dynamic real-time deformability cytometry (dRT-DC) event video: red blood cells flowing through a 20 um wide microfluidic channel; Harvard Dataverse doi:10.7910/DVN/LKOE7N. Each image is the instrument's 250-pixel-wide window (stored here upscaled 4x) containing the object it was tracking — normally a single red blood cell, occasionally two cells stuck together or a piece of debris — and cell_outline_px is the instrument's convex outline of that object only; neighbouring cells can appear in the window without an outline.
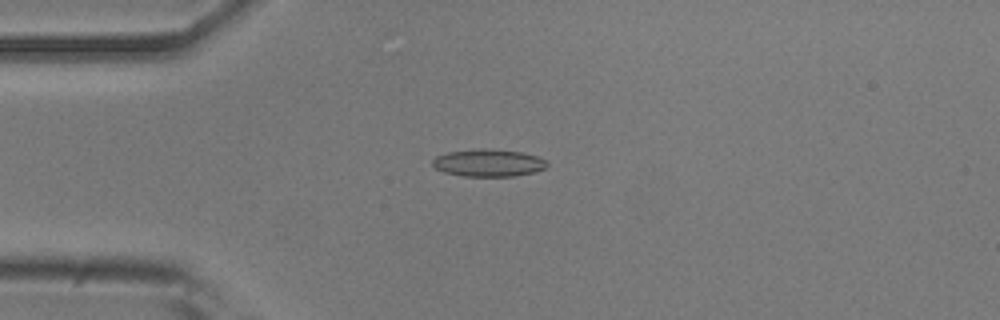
{"species": "common noctule bat (a hibernating species)", "species_latin": "Nyctalus noctula", "temperature_condition": "room temperature", "stored_images_in_passage": 52, "camera_frame_rate_fps": 3000, "um_per_image_px": 0.085, "animal": {"sex": "male", "body_mass_g": 20.5, "forearm_length_mm": 52.5}, "frame": {"image": 1, "passage_image": 12, "time_ms": 3.667, "image_size_px": [1000, 320], "cell_outline_px": [[548, 164], [544, 168], [536, 172], [512, 176], [464, 176], [444, 172], [436, 168], [432, 164], [432, 160], [436, 156], [448, 152], [480, 148], [484, 148], [520, 152], [536, 156], [548, 160]], "centroid_in_image_um": [41.52, 13.84], "position_along_channel_um": 43.5, "area_um2": 18.21}}
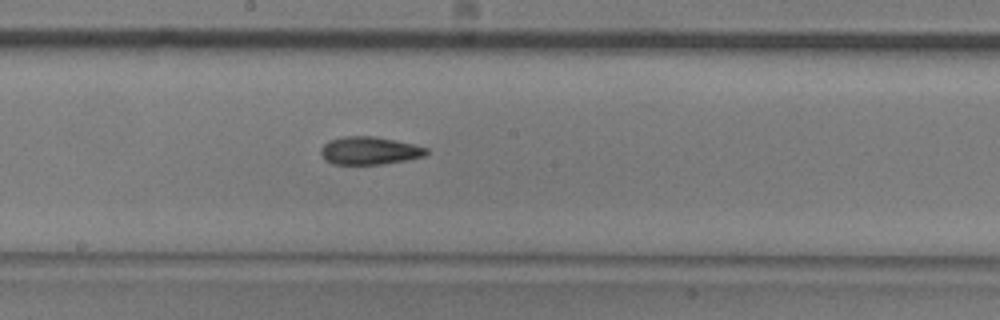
{"frame": {"image": 2, "passage_image": 27, "time_ms": 8.667, "image_size_px": [1000, 320], "cell_outline_px": [[428, 152], [424, 156], [404, 160], [380, 164], [332, 164], [324, 160], [320, 152], [320, 148], [328, 140], [344, 136], [376, 136], [412, 144], [428, 148]], "centroid_in_image_um": [31.35, 12.8], "position_along_channel_um": 216.9, "area_um2": 17.11}}
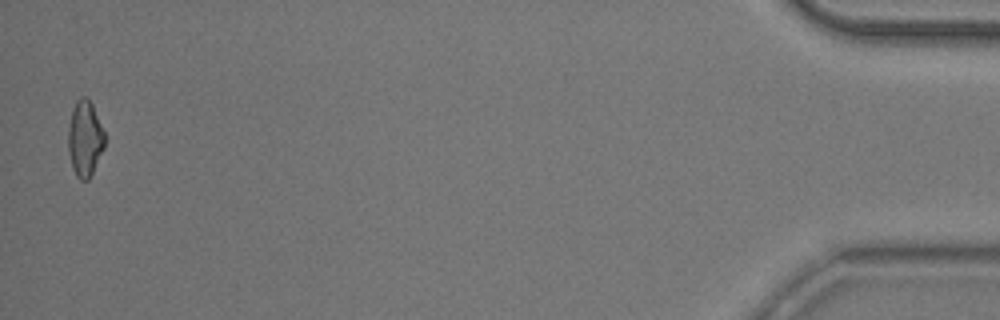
{"frame": {"image": 3, "passage_image": 51, "time_ms": 16.667, "image_size_px": [1000, 320], "cell_outline_px": [[104, 148], [88, 180], [80, 180], [76, 176], [72, 168], [68, 152], [68, 128], [72, 108], [76, 100], [80, 96], [84, 96], [92, 104], [104, 132]], "centroid_in_image_um": [7.19, 11.77], "position_along_channel_um": 428.0, "area_um2": 16.07}, "authors_computed_cell_mechanics": {"area_um2": 17.051, "velocity_mm_per_s": 3.8188, "shape_relaxation_time_tau1_ms": null, "shape_relaxation_time_tau2_ms": 4.4694, "deformation_change_tau1": null, "deformation_change_tau2": 0.1284}}